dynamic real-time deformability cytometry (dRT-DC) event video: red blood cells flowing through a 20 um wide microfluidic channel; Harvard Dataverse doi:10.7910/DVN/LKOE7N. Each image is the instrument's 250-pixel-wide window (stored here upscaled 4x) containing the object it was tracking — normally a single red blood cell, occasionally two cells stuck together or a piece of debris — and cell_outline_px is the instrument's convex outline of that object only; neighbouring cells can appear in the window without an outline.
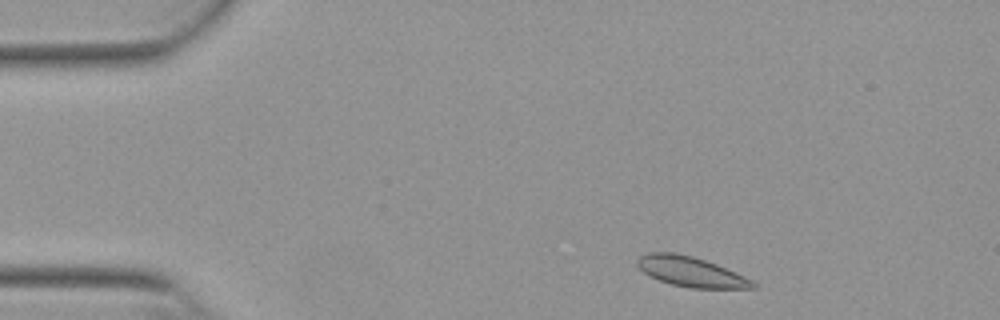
{"species": "Egyptian fruit bat (a non-hibernating species)", "species_latin": "Rousettus aegyptiacus", "temperature_condition": "warm", "stored_images_in_passage": 46, "camera_frame_rate_fps": 3000, "um_per_image_px": 0.085, "animal": {"sex": "female"}, "frame": {"image": 1, "passage_image": 1, "time_ms": 0.0, "image_size_px": [1000, 320], "cell_outline_px": [[756, 288], [688, 288], [672, 284], [660, 280], [644, 272], [636, 264], [636, 260], [640, 256], [648, 252], [672, 252], [692, 256], [716, 264], [736, 272], [752, 280], [756, 284]], "centroid_in_image_um": [58.72, 23.09], "position_along_channel_um": 26.3, "area_um2": 20.0}}
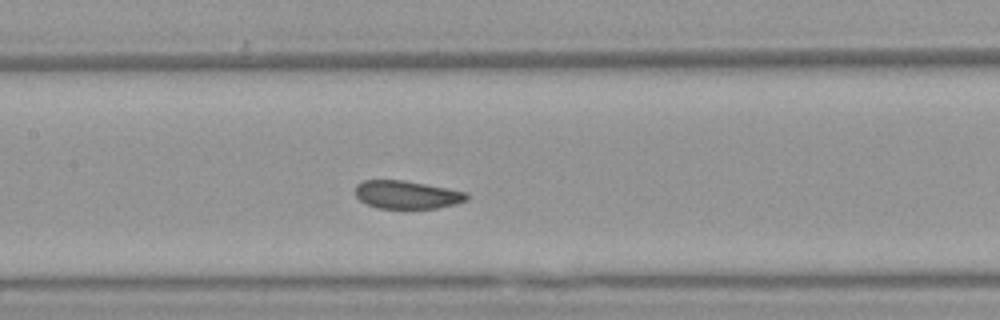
{"frame": {"image": 2, "passage_image": 18, "time_ms": 5.667, "image_size_px": [1000, 320], "cell_outline_px": [[472, 196], [468, 200], [456, 204], [436, 208], [376, 208], [364, 204], [356, 196], [356, 184], [364, 180], [404, 180], [448, 188], [468, 192]], "centroid_in_image_um": [34.62, 16.55], "position_along_channel_um": 172.8, "area_um2": 18.5}}
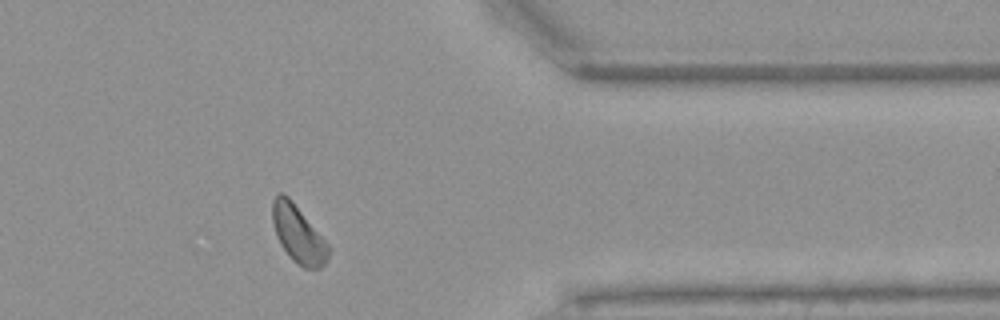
{"frame": {"image": 3, "passage_image": 36, "time_ms": 11.667, "image_size_px": [1000, 320], "cell_outline_px": [[332, 248], [324, 264], [320, 268], [304, 268], [292, 260], [288, 256], [280, 244], [276, 236], [272, 220], [272, 200], [280, 192], [284, 192], [292, 200]], "centroid_in_image_um": [25.34, 19.9], "position_along_channel_um": 386.1, "area_um2": 18.84}, "authors_computed_cell_mechanics": {"area_um2": 18.9584, "velocity_mm_per_s": 3.8171, "shape_relaxation_time_tau1_ms": 3.4662, "shape_relaxation_time_tau2_ms": null, "deformation_change_tau1": 0.0587, "deformation_change_tau2": null}}